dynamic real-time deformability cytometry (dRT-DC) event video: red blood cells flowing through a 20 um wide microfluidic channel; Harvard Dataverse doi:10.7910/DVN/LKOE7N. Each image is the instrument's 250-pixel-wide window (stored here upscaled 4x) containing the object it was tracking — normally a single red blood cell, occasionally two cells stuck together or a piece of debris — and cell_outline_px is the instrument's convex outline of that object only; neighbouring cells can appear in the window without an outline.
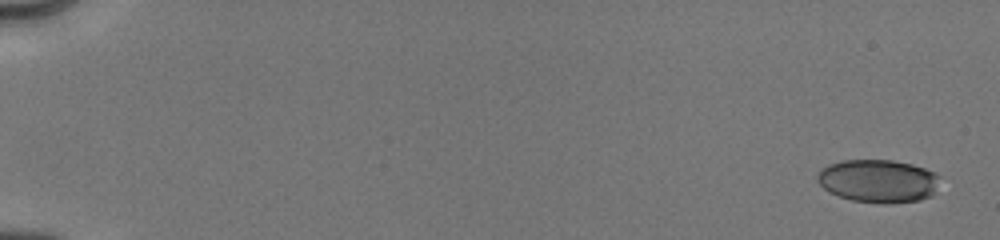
{"species": "human", "species_latin": "Homo sapiens", "temperature_condition": "cold", "stored_images_in_passage": 12, "camera_frame_rate_fps": 3000, "um_per_image_px": 0.085, "donor": {"sex": "male"}, "frame": {"image": 1, "passage_image": 1, "time_ms": 0.0, "image_size_px": [1000, 240], "cell_outline_px": [[940, 176], [932, 196], [920, 200], [888, 204], [852, 200], [840, 196], [824, 188], [816, 180], [816, 176], [828, 164], [844, 160], [892, 160], [912, 164], [924, 168]], "centroid_in_image_um": [74.66, 15.38], "position_along_channel_um": 10.3, "area_um2": 30.52}}
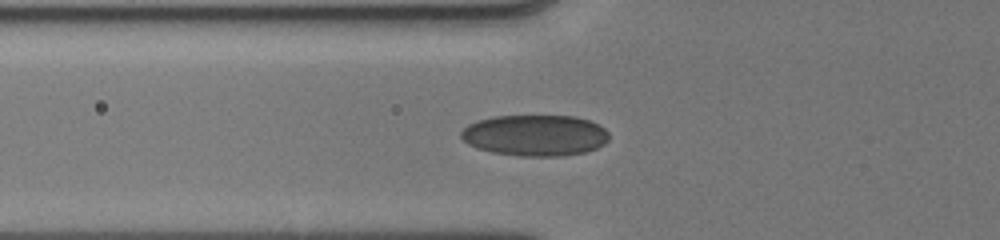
{"frame": {"image": 2, "passage_image": 9, "time_ms": 6.333, "image_size_px": [1000, 240], "cell_outline_px": [[608, 140], [604, 144], [596, 148], [584, 152], [560, 156], [520, 156], [492, 152], [476, 148], [468, 144], [460, 136], [460, 132], [468, 124], [492, 116], [576, 116], [588, 120], [604, 128], [608, 132]], "centroid_in_image_um": [45.46, 11.5], "position_along_channel_um": 80.3, "area_um2": 35.43}}
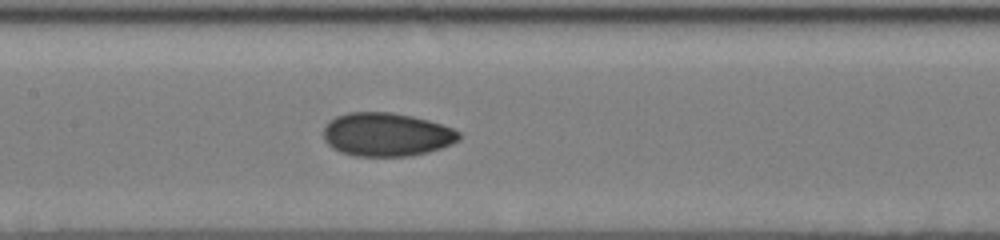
{"frame": {"image": 3, "passage_image": 12, "time_ms": 8.667, "image_size_px": [1000, 240], "cell_outline_px": [[460, 140], [452, 144], [428, 152], [412, 156], [356, 156], [340, 152], [332, 148], [324, 140], [324, 128], [328, 120], [336, 116], [348, 112], [392, 112], [412, 116], [428, 120], [452, 128], [460, 132]], "centroid_in_image_um": [32.84, 11.43], "position_along_channel_um": 174.6, "area_um2": 34.56}}